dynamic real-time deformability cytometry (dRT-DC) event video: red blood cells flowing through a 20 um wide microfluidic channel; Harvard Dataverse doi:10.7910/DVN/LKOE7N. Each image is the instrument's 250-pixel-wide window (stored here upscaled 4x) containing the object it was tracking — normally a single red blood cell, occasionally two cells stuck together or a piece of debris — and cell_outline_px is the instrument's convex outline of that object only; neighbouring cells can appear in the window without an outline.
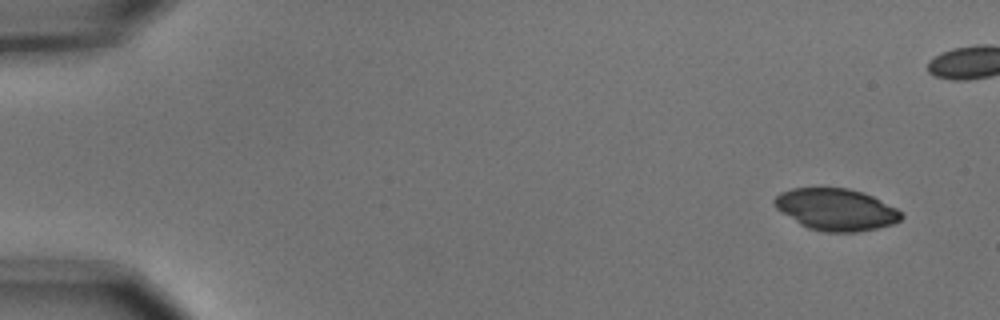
{"species": "common noctule bat (a hibernating species)", "species_latin": "Nyctalus noctula", "temperature_condition": "cold", "stored_images_in_passage": 10, "camera_frame_rate_fps": 3000, "um_per_image_px": 0.085, "animal": {"sex": "male", "body_mass_g": 15.6}, "frame": {"image": 1, "passage_image": 1, "time_ms": 0.0, "image_size_px": [1000, 320], "cell_outline_px": [[904, 216], [900, 220], [892, 224], [876, 228], [856, 232], [824, 232], [808, 228], [800, 224], [776, 208], [772, 200], [780, 192], [792, 188], [848, 188], [864, 192], [896, 208]], "centroid_in_image_um": [71.05, 17.8], "position_along_channel_um": 14.0, "area_um2": 30.81}}
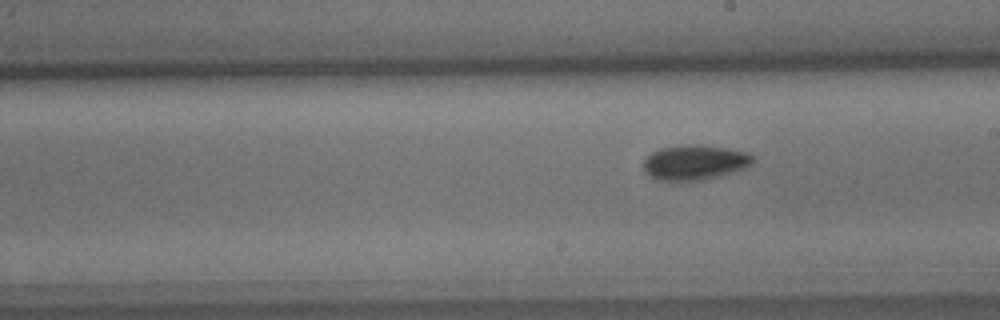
{"frame": {"image": 2, "passage_image": 10, "time_ms": 3.0, "image_size_px": [1000, 320], "cell_outline_px": [[752, 160], [744, 168], [716, 176], [700, 180], [656, 180], [644, 172], [644, 160], [652, 152], [660, 148], [684, 144], [700, 144], [728, 148], [748, 152], [752, 156]], "centroid_in_image_um": [59.0, 13.78], "position_along_channel_um": 230.0, "area_um2": 22.02}}